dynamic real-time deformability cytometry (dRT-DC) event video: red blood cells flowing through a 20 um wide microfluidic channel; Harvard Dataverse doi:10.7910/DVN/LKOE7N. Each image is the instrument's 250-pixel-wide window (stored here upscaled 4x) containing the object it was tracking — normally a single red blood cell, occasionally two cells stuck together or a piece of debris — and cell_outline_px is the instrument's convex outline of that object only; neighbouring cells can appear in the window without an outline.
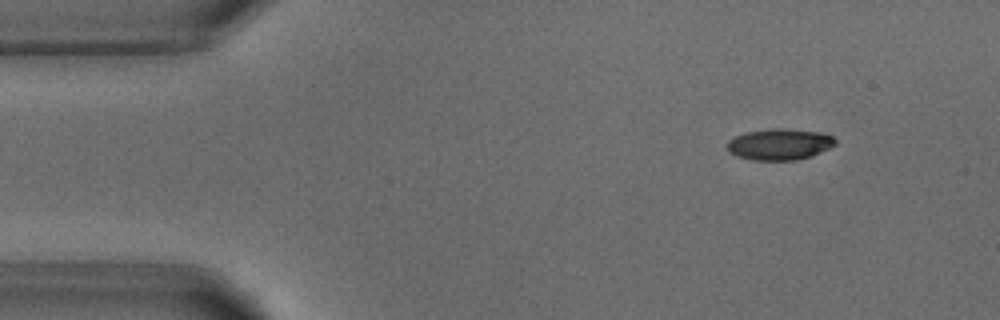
{"species": "common noctule bat (a hibernating species)", "species_latin": "Nyctalus noctula", "temperature_condition": "warm", "stored_images_in_passage": 4, "camera_frame_rate_fps": 3000, "um_per_image_px": 0.085, "animal": {"sex": "male", "body_mass_g": 18.8}, "frame": {"image": 1, "passage_image": 1, "time_ms": 0.0, "image_size_px": [1000, 320], "cell_outline_px": [[836, 144], [812, 156], [796, 160], [752, 160], [736, 156], [728, 152], [728, 140], [736, 136], [748, 132], [772, 128], [784, 128], [820, 132], [832, 136], [836, 140]], "centroid_in_image_um": [66.26, 12.27], "position_along_channel_um": 18.7, "area_um2": 19.65}}
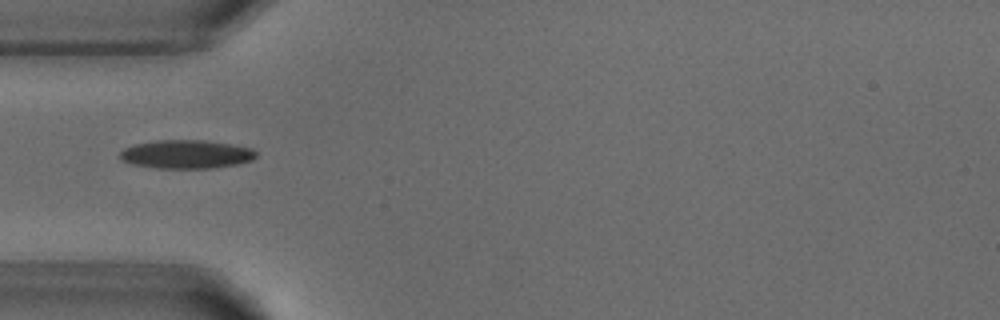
{"frame": {"image": 2, "passage_image": 4, "time_ms": 3.333, "image_size_px": [1000, 320], "cell_outline_px": [[256, 156], [252, 160], [236, 164], [212, 168], [156, 168], [132, 164], [120, 160], [120, 152], [124, 148], [136, 144], [156, 140], [204, 140], [252, 148], [256, 152]], "centroid_in_image_um": [15.81, 13.11], "position_along_channel_um": 69.2, "area_um2": 22.54}}